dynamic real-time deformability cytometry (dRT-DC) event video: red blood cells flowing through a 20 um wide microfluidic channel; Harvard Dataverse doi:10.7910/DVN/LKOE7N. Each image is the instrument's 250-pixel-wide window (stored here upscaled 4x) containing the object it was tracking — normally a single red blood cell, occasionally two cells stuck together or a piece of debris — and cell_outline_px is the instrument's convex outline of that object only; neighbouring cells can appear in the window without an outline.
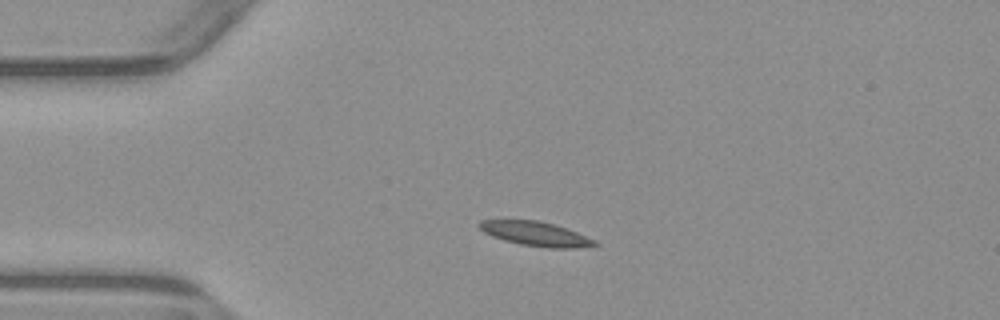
{"species": "common noctule bat (a hibernating species)", "species_latin": "Nyctalus noctula", "temperature_condition": "warm", "stored_images_in_passage": 6, "camera_frame_rate_fps": 3000, "um_per_image_px": 0.085, "animal": {"sex": "male", "body_mass_g": 23.1, "forearm_length_mm": 52.7}, "frame": {"image": 1, "passage_image": 2, "time_ms": 1.0, "image_size_px": [1000, 320], "cell_outline_px": [[600, 244], [576, 248], [544, 248], [520, 244], [504, 240], [492, 236], [484, 232], [476, 224], [480, 220], [540, 220], [568, 228], [596, 240]], "centroid_in_image_um": [45.55, 19.87], "position_along_channel_um": 39.5, "area_um2": 16.53}}
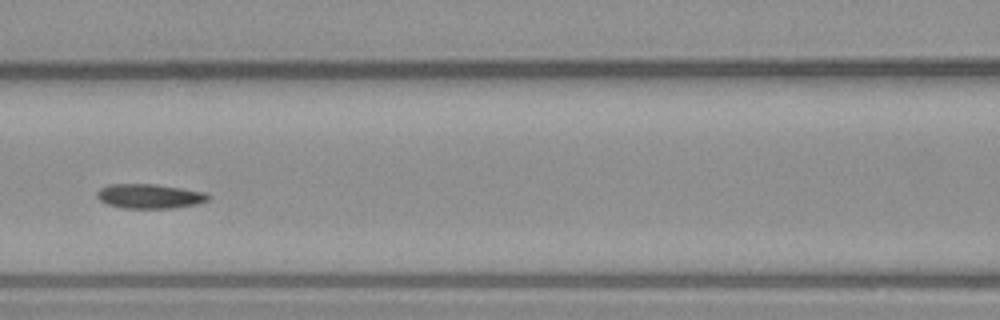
{"frame": {"image": 2, "passage_image": 5, "time_ms": 4.667, "image_size_px": [1000, 320], "cell_outline_px": [[212, 196], [208, 200], [196, 204], [172, 208], [124, 208], [108, 204], [100, 200], [96, 196], [96, 192], [100, 188], [108, 184], [156, 184], [204, 192]], "centroid_in_image_um": [12.7, 16.67], "position_along_channel_um": 153.9, "area_um2": 15.84}}
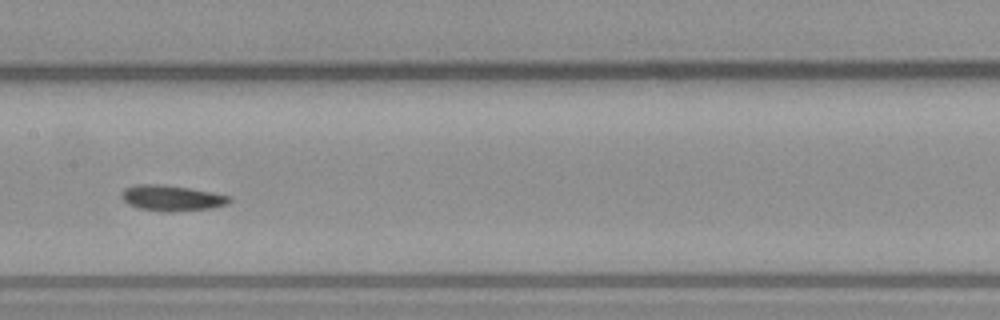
{"frame": {"image": 3, "passage_image": 6, "time_ms": 5.667, "image_size_px": [1000, 320], "cell_outline_px": [[232, 200], [228, 204], [212, 208], [172, 212], [160, 212], [136, 208], [128, 204], [120, 196], [124, 188], [136, 184], [164, 184], [212, 192], [232, 196]], "centroid_in_image_um": [14.59, 16.84], "position_along_channel_um": 192.8, "area_um2": 16.47}}